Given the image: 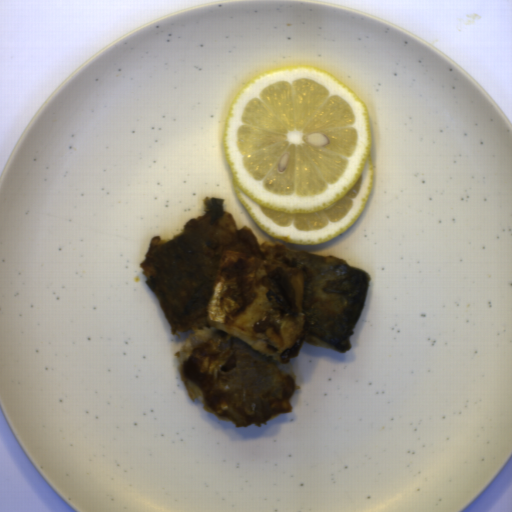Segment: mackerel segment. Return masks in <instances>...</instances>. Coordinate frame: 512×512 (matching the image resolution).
<instances>
[{
    "label": "mackerel segment",
    "instance_id": "obj_1",
    "mask_svg": "<svg viewBox=\"0 0 512 512\" xmlns=\"http://www.w3.org/2000/svg\"><path fill=\"white\" fill-rule=\"evenodd\" d=\"M224 201L207 195L182 234L154 235L139 269L171 335L194 331L174 353L190 400L235 428H259L293 412L301 389L276 362L299 357L304 342L352 349L372 278L334 255L260 244Z\"/></svg>",
    "mask_w": 512,
    "mask_h": 512
}]
</instances>
